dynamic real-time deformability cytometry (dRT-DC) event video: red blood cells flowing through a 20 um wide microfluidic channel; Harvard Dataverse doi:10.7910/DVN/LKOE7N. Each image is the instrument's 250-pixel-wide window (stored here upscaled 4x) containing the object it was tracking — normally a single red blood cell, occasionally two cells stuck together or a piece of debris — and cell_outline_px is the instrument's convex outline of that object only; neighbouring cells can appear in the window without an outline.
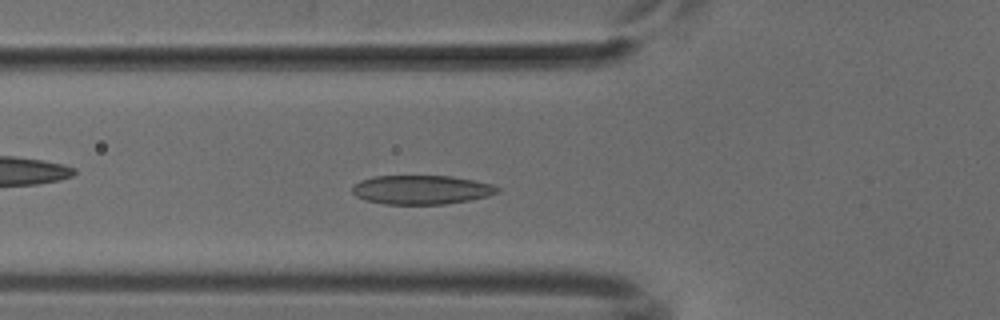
{"species": "common noctule bat (a hibernating species)", "species_latin": "Nyctalus noctula", "temperature_condition": "cold", "stored_images_in_passage": 49, "camera_frame_rate_fps": 3000, "um_per_image_px": 0.085, "animal": {"sex": "male", "body_mass_g": 18.8}, "frame": {"image": 1, "passage_image": 15, "time_ms": 4.667, "image_size_px": [1000, 320], "cell_outline_px": [[500, 192], [488, 196], [468, 200], [444, 204], [384, 204], [364, 200], [356, 196], [352, 192], [352, 188], [360, 180], [372, 176], [452, 176], [492, 184], [500, 188]], "centroid_in_image_um": [35.81, 16.13], "position_along_channel_um": 90.0, "area_um2": 24.57}}
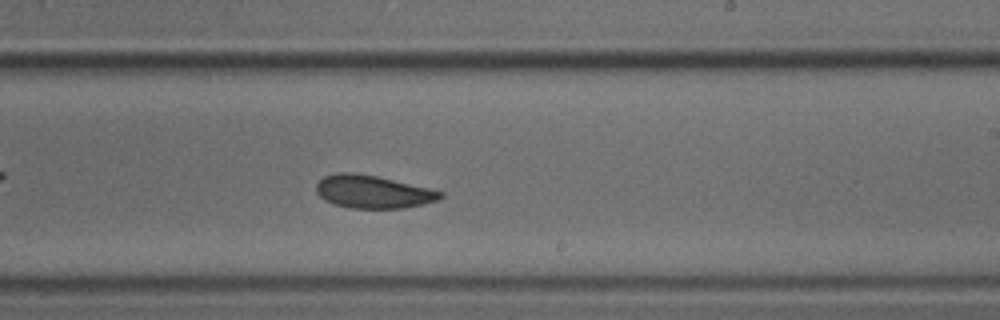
{"frame": {"image": 2, "passage_image": 28, "time_ms": 9.0, "image_size_px": [1000, 320], "cell_outline_px": [[444, 196], [436, 200], [424, 204], [404, 208], [352, 208], [336, 204], [324, 200], [316, 192], [316, 184], [324, 176], [336, 172], [352, 172], [376, 176], [428, 188], [444, 192]], "centroid_in_image_um": [31.68, 16.3], "position_along_channel_um": 257.3, "area_um2": 23.64}}
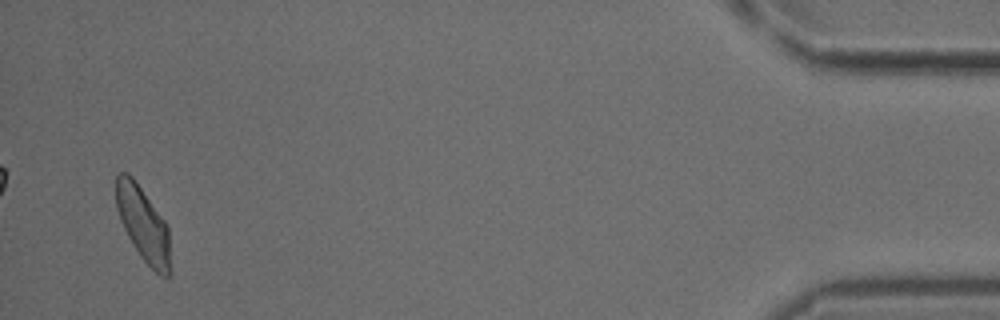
{"frame": {"image": 3, "passage_image": 47, "time_ms": 15.333, "image_size_px": [1000, 320], "cell_outline_px": [[172, 272], [168, 276], [160, 276], [140, 256], [128, 236], [120, 220], [116, 208], [116, 176], [120, 172], [128, 172], [132, 176], [164, 220], [168, 228]], "centroid_in_image_um": [12.18, 19.08], "position_along_channel_um": 423.0, "area_um2": 23.52}}